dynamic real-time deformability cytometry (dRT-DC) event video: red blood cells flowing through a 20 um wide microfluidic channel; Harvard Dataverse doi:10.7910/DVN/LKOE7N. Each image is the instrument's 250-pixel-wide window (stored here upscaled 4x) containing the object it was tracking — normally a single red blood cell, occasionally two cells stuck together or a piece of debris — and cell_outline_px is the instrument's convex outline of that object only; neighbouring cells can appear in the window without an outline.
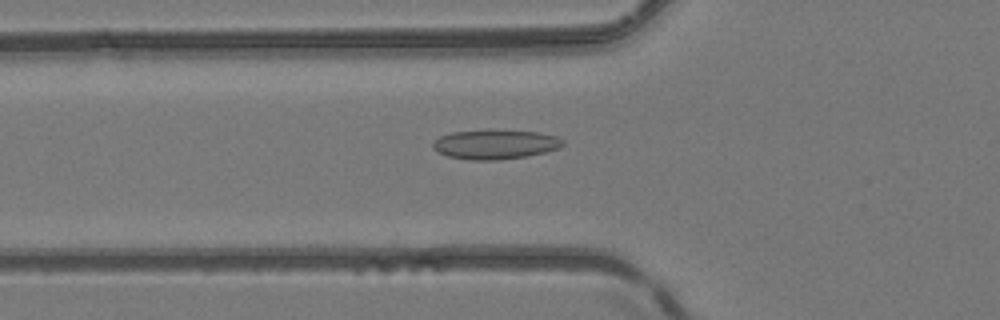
{"species": "common noctule bat (a hibernating species)", "species_latin": "Nyctalus noctula", "temperature_condition": "room temperature", "stored_images_in_passage": 33, "camera_frame_rate_fps": 3000, "um_per_image_px": 0.085, "animal": {"sex": "female", "body_mass_g": 24.6, "forearm_length_mm": 56.2}, "frame": {"image": 1, "passage_image": 2, "time_ms": 0.333, "image_size_px": [1000, 320], "cell_outline_px": [[564, 144], [560, 148], [528, 156], [500, 160], [468, 160], [448, 156], [436, 152], [432, 148], [432, 140], [440, 136], [452, 132], [540, 132], [556, 136], [564, 140]], "centroid_in_image_um": [42.07, 12.31], "position_along_channel_um": 83.7, "area_um2": 21.85}}
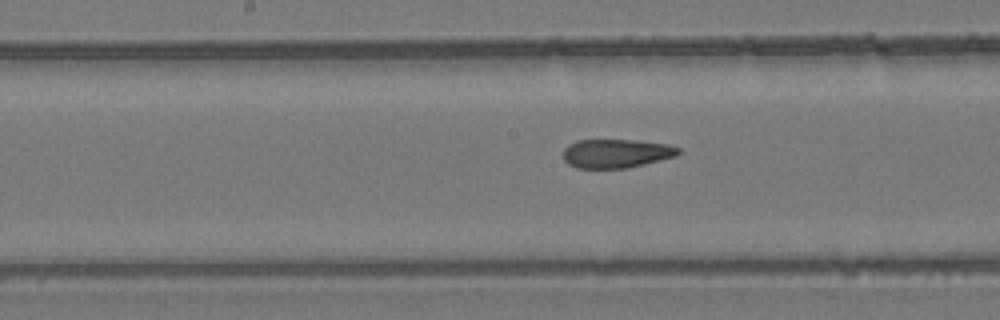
{"frame": {"image": 2, "passage_image": 10, "time_ms": 3.0, "image_size_px": [1000, 320], "cell_outline_px": [[680, 152], [676, 156], [628, 168], [576, 168], [568, 164], [564, 160], [564, 148], [568, 144], [576, 140], [636, 140], [668, 144], [680, 148]], "centroid_in_image_um": [52.37, 13.04], "position_along_channel_um": 195.8, "area_um2": 19.42}}
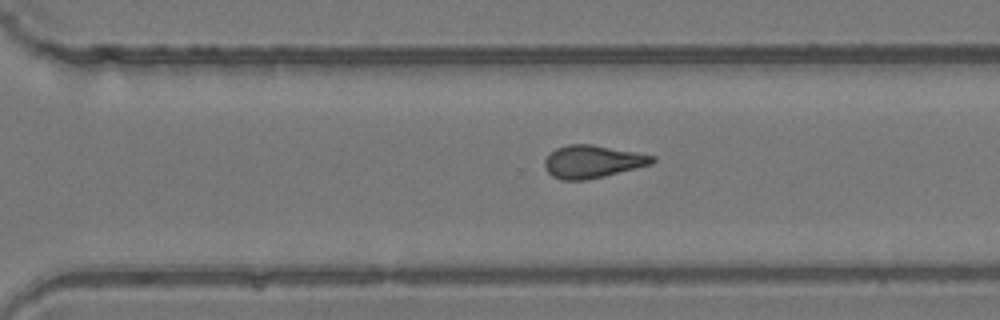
{"frame": {"image": 3, "passage_image": 19, "time_ms": 6.0, "image_size_px": [1000, 320], "cell_outline_px": [[656, 160], [652, 164], [588, 180], [560, 180], [552, 176], [544, 168], [544, 160], [548, 152], [556, 148], [568, 144], [592, 144], [636, 152], [656, 156]], "centroid_in_image_um": [50.33, 13.73], "position_along_channel_um": 320.3, "area_um2": 20.75}, "authors_computed_cell_mechanics": {"area_um2": 20.1144, "velocity_mm_per_s": 4.1576, "shape_relaxation_time_tau1_ms": null, "shape_relaxation_time_tau2_ms": 2.7787, "deformation_change_tau1": null, "deformation_change_tau2": 0.0747}}